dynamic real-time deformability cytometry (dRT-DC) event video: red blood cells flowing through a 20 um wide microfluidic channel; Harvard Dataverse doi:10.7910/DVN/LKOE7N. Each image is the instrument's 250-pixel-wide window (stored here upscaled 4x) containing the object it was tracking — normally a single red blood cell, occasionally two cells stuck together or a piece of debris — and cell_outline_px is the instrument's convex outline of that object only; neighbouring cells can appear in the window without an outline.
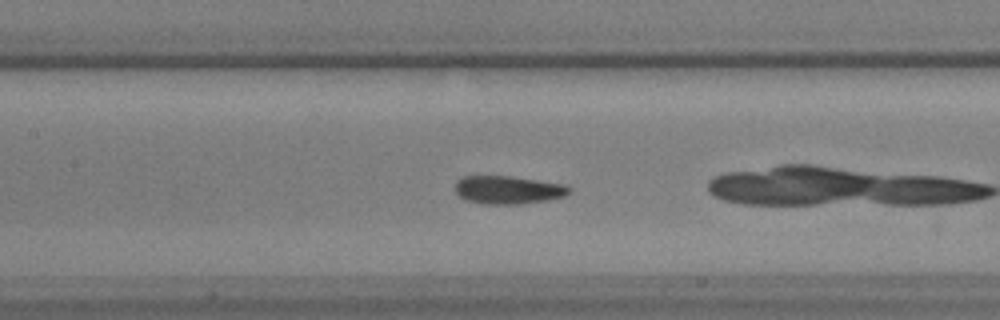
{"species": "common noctule bat (a hibernating species)", "species_latin": "Nyctalus noctula", "temperature_condition": "warm", "stored_images_in_passage": 40, "camera_frame_rate_fps": 3000, "um_per_image_px": 0.085, "animal": {"sex": "male", "body_mass_g": 17.9, "forearm_length_mm": 54.2}, "frame": {"image": 1, "passage_image": 24, "time_ms": 7.667, "image_size_px": [1000, 320], "cell_outline_px": [[572, 188], [564, 196], [548, 200], [516, 204], [484, 204], [464, 200], [452, 188], [456, 180], [464, 176], [512, 176], [564, 184]], "centroid_in_image_um": [43.13, 16.13], "position_along_channel_um": 164.3, "area_um2": 18.84}}
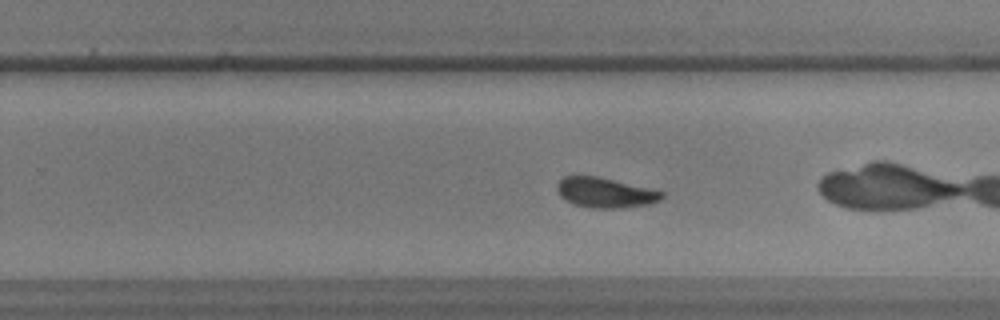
{"frame": {"image": 2, "passage_image": 34, "time_ms": 11.0, "image_size_px": [1000, 320], "cell_outline_px": [[664, 196], [660, 200], [652, 204], [620, 208], [592, 208], [576, 204], [560, 196], [556, 188], [556, 184], [564, 176], [596, 176], [652, 188], [664, 192]], "centroid_in_image_um": [51.49, 16.37], "position_along_channel_um": 278.3, "area_um2": 18.38}}